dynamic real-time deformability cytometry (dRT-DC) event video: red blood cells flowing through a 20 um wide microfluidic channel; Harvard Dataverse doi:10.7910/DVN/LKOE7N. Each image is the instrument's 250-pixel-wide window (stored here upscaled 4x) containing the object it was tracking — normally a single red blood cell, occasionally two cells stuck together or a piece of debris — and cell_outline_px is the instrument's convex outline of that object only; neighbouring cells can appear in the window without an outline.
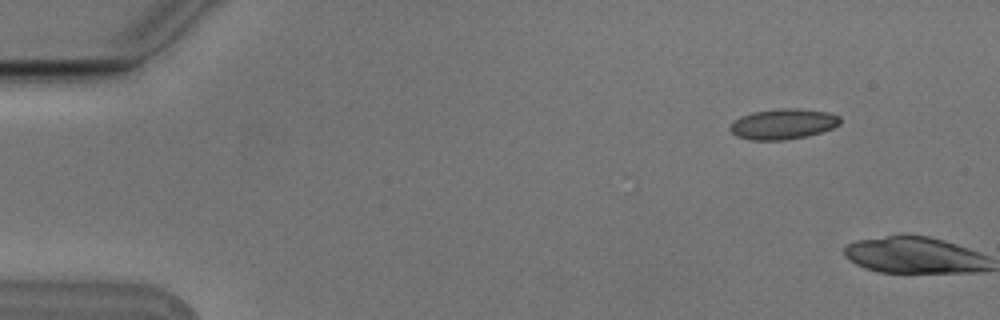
{"species": "Egyptian fruit bat (a non-hibernating species)", "species_latin": "Rousettus aegyptiacus", "temperature_condition": "cold", "stored_images_in_passage": 3, "camera_frame_rate_fps": 3000, "um_per_image_px": 0.085, "animal": {"sex": "male"}, "frame": {"image": 1, "passage_image": 2, "time_ms": 0.333, "image_size_px": [1000, 320], "cell_outline_px": [[840, 124], [832, 128], [808, 136], [784, 140], [748, 140], [736, 136], [728, 128], [740, 116], [752, 112], [780, 108], [800, 108], [828, 112], [840, 116]], "centroid_in_image_um": [66.56, 10.54], "position_along_channel_um": 18.4, "area_um2": 19.65}}